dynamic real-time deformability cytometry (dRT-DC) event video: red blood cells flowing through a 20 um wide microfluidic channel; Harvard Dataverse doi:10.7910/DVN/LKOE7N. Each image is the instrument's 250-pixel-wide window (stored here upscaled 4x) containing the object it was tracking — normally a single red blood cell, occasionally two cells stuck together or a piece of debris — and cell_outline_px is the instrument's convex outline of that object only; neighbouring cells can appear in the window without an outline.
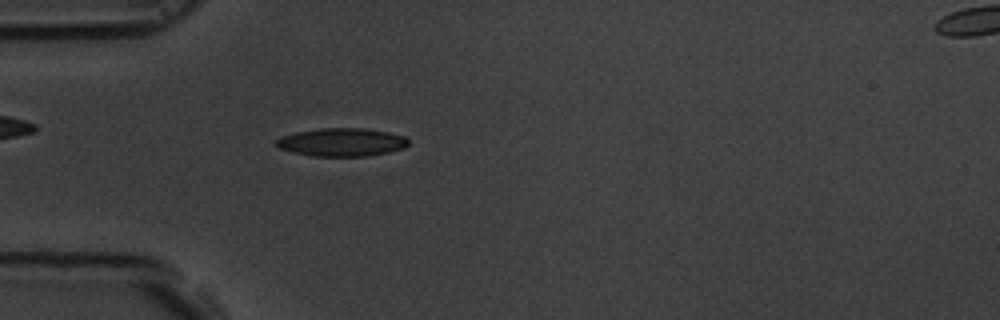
{"species": "common noctule bat (a hibernating species)", "species_latin": "Nyctalus noctula", "temperature_condition": "room temperature", "stored_images_in_passage": 44, "camera_frame_rate_fps": 3000, "um_per_image_px": 0.085, "animal": {"sex": "male", "body_mass_g": 19.5, "forearm_length_mm": 54.6}, "frame": {"image": 1, "passage_image": 5, "time_ms": 1.333, "image_size_px": [1000, 320], "cell_outline_px": [[408, 144], [404, 148], [388, 152], [368, 156], [312, 156], [292, 152], [276, 148], [272, 144], [272, 140], [280, 136], [296, 132], [320, 128], [364, 128], [388, 132], [404, 136], [408, 140]], "centroid_in_image_um": [28.95, 12.09], "position_along_channel_um": 56.0, "area_um2": 22.02}}
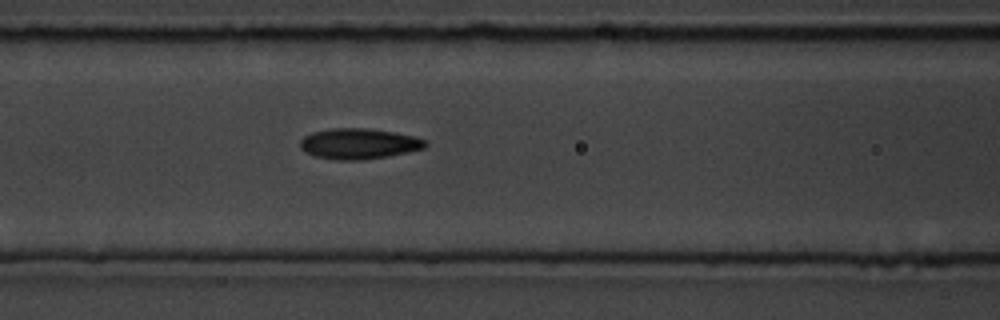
{"frame": {"image": 2, "passage_image": 12, "time_ms": 3.667, "image_size_px": [1000, 320], "cell_outline_px": [[428, 144], [424, 148], [408, 152], [388, 156], [364, 160], [336, 160], [316, 156], [304, 152], [300, 148], [300, 140], [304, 136], [312, 132], [332, 128], [368, 128], [416, 136], [424, 140]], "centroid_in_image_um": [30.48, 12.22], "position_along_channel_um": 136.1, "area_um2": 22.43}}
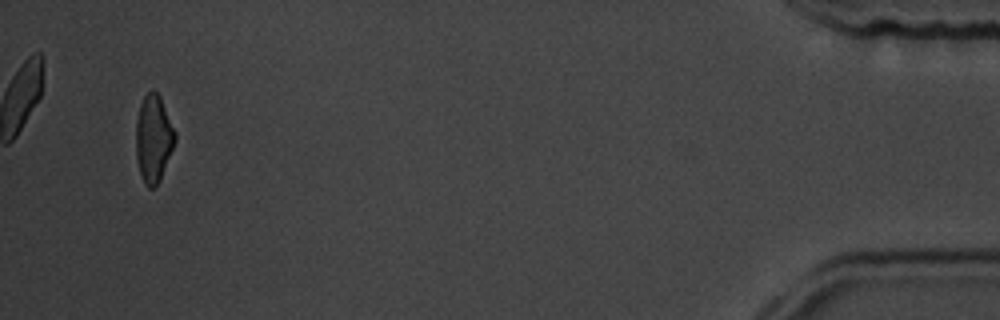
{"frame": {"image": 3, "passage_image": 42, "time_ms": 13.667, "image_size_px": [1000, 320], "cell_outline_px": [[176, 140], [160, 180], [156, 188], [148, 188], [144, 184], [136, 160], [136, 120], [140, 104], [144, 96], [152, 88], [160, 96], [176, 132]], "centroid_in_image_um": [13.04, 11.79], "position_along_channel_um": 422.2, "area_um2": 20.06}, "authors_computed_cell_mechanics": {"area_um2": 21.4149, "velocity_mm_per_s": 3.6707, "shape_relaxation_time_tau1_ms": 3.2035, "shape_relaxation_time_tau2_ms": 2.7558, "deformation_change_tau1": 0.1561, "deformation_change_tau2": 0.1064}}